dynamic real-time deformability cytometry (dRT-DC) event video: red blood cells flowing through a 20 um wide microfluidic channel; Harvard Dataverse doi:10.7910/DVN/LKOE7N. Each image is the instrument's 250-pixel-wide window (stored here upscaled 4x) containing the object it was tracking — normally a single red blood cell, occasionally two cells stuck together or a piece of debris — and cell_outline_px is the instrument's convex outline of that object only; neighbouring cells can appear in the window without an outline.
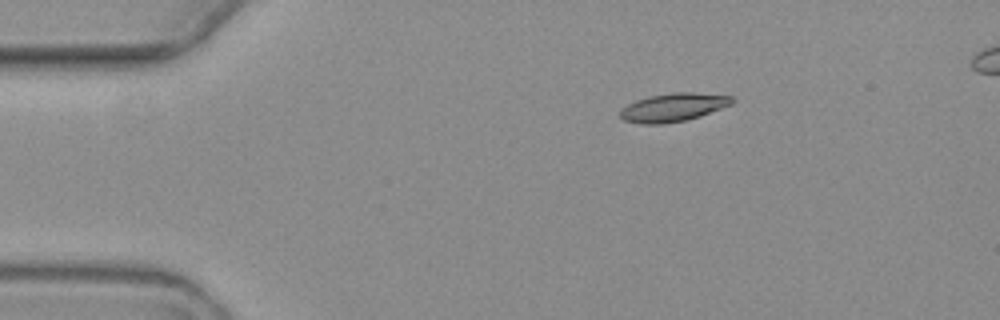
{"species": "common noctule bat (a hibernating species)", "species_latin": "Nyctalus noctula", "temperature_condition": "warm", "stored_images_in_passage": 4, "camera_frame_rate_fps": 3000, "um_per_image_px": 0.085, "animal": {"sex": "female", "body_mass_g": 19.3, "forearm_length_mm": 54.1}, "frame": {"image": 1, "passage_image": 1, "time_ms": 0.0, "image_size_px": [1000, 320], "cell_outline_px": [[736, 100], [732, 104], [700, 116], [684, 120], [664, 124], [644, 124], [624, 120], [620, 116], [620, 112], [628, 104], [636, 100], [648, 96], [676, 92], [692, 92], [732, 96]], "centroid_in_image_um": [57.25, 9.12], "position_along_channel_um": 27.7, "area_um2": 18.32}}
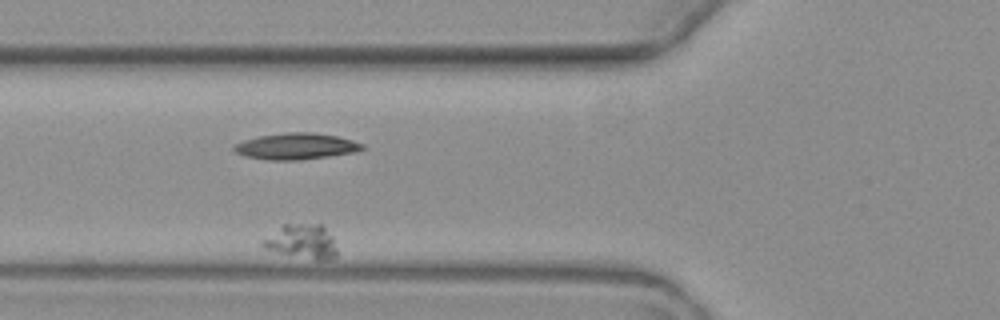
{"frame": {"image": 2, "passage_image": 4, "time_ms": 3.667, "image_size_px": [1000, 320], "cell_outline_px": [[336, 256], [332, 260], [316, 260], [264, 248], [260, 244], [264, 240], [284, 224], [324, 224], [332, 236], [336, 248]], "centroid_in_image_um": [25.74, 20.52], "position_along_channel_um": 100.1, "area_um2": 14.51}}